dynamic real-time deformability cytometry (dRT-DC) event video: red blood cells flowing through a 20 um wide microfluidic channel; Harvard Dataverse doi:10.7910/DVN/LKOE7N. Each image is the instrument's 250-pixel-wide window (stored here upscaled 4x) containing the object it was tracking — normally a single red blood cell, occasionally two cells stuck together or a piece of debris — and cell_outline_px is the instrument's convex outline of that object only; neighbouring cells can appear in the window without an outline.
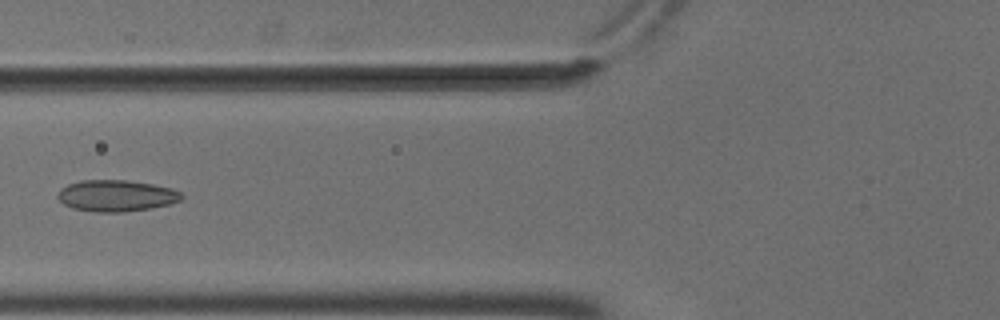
{"species": "common noctule bat (a hibernating species)", "species_latin": "Nyctalus noctula", "temperature_condition": "cold", "stored_images_in_passage": 6, "camera_frame_rate_fps": 3000, "um_per_image_px": 0.085, "animal": {"sex": "male", "body_mass_g": 18.8}, "frame": {"image": 1, "passage_image": 6, "time_ms": 1.667, "image_size_px": [1000, 320], "cell_outline_px": [[184, 196], [180, 200], [168, 204], [152, 208], [124, 212], [92, 212], [72, 208], [64, 204], [56, 196], [60, 188], [68, 184], [80, 180], [128, 180], [152, 184], [172, 188], [180, 192]], "centroid_in_image_um": [9.86, 16.63], "position_along_channel_um": 115.9, "area_um2": 22.83}}